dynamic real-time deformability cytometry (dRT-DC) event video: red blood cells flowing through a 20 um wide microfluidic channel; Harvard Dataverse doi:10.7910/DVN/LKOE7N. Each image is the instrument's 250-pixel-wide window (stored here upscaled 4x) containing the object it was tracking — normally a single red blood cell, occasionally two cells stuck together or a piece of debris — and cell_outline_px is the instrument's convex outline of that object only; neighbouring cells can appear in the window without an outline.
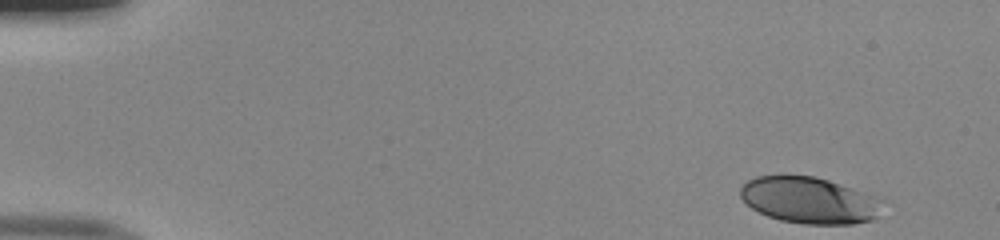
{"species": "human", "species_latin": "Homo sapiens", "temperature_condition": "room temperature", "stored_images_in_passage": 48, "camera_frame_rate_fps": 3000, "um_per_image_px": 0.085, "donor": {"sex": "male"}, "frame": {"image": 1, "passage_image": 1, "time_ms": 0.0, "image_size_px": [1000, 240], "cell_outline_px": [[888, 200], [876, 216], [872, 220], [852, 224], [804, 224], [780, 220], [768, 216], [752, 208], [740, 196], [740, 188], [748, 180], [756, 176], [784, 172], [788, 172], [816, 176], [880, 196]], "centroid_in_image_um": [68.84, 16.97], "position_along_channel_um": 16.2, "area_um2": 39.77}}
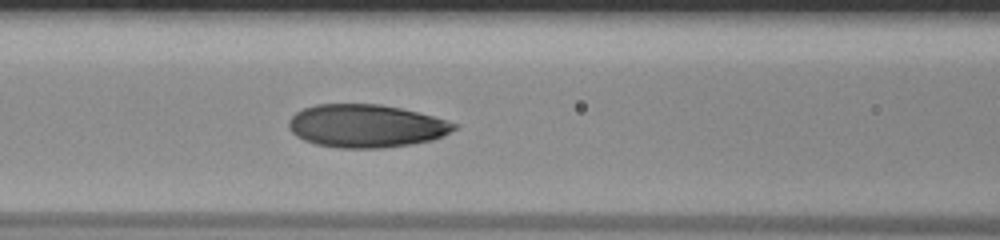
{"frame": {"image": 2, "passage_image": 20, "time_ms": 6.333, "image_size_px": [1000, 240], "cell_outline_px": [[460, 128], [444, 136], [432, 140], [412, 144], [384, 148], [340, 148], [316, 144], [304, 140], [296, 136], [288, 128], [288, 120], [296, 112], [304, 108], [316, 104], [380, 104], [400, 108], [432, 116], [460, 124]], "centroid_in_image_um": [31.15, 10.71], "position_along_channel_um": 135.5, "area_um2": 41.73}}
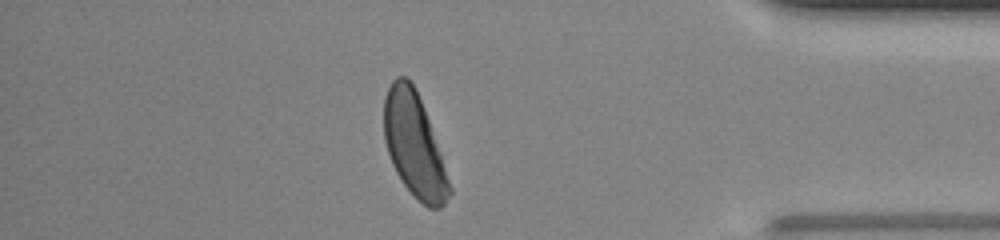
{"frame": {"image": 3, "passage_image": 42, "time_ms": 13.667, "image_size_px": [1000, 240], "cell_outline_px": [[452, 192], [444, 204], [440, 208], [428, 208], [404, 184], [396, 172], [392, 164], [384, 140], [384, 96], [392, 80], [396, 76], [408, 76], [416, 88], [424, 108], [452, 188]], "centroid_in_image_um": [35.19, 12.28], "position_along_channel_um": 400.0, "area_um2": 39.07}, "authors_computed_cell_mechanics": {"area_um2": 40.6912, "velocity_mm_per_s": 3.9964, "shape_relaxation_time_tau1_ms": 4.0091, "shape_relaxation_time_tau2_ms": null, "deformation_change_tau1": 0.1735, "deformation_change_tau2": null}}